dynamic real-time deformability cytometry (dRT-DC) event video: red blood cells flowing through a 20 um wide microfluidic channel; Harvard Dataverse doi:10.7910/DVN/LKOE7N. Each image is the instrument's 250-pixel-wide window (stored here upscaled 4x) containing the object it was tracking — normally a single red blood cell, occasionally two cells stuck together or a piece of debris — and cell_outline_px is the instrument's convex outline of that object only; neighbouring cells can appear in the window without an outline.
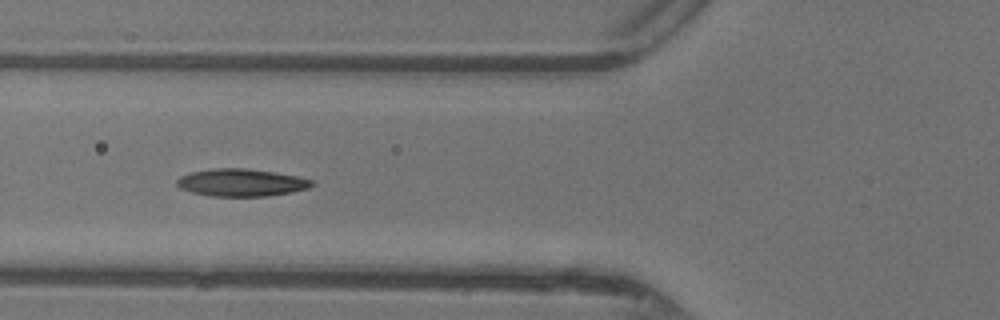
{"species": "common noctule bat (a hibernating species)", "species_latin": "Nyctalus noctula", "temperature_condition": "warm", "stored_images_in_passage": 34, "camera_frame_rate_fps": 3000, "um_per_image_px": 0.085, "animal": {"sex": "female"}, "frame": {"image": 1, "passage_image": 5, "time_ms": 1.333, "image_size_px": [1000, 320], "cell_outline_px": [[316, 184], [308, 188], [288, 192], [264, 196], [212, 196], [192, 192], [180, 188], [176, 184], [176, 180], [180, 176], [192, 172], [212, 168], [248, 168], [276, 172], [296, 176], [312, 180]], "centroid_in_image_um": [20.49, 15.5], "position_along_channel_um": 105.3, "area_um2": 21.5}}
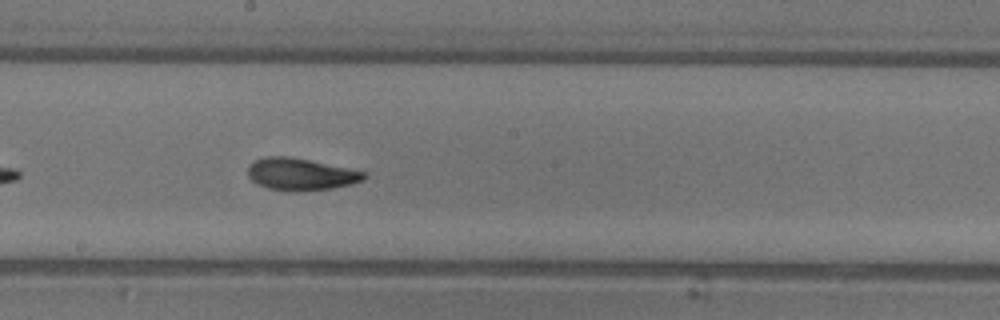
{"frame": {"image": 2, "passage_image": 13, "time_ms": 4.0, "image_size_px": [1000, 320], "cell_outline_px": [[368, 176], [364, 180], [352, 184], [332, 188], [296, 192], [288, 192], [268, 188], [256, 184], [248, 176], [248, 168], [256, 160], [264, 156], [288, 156], [308, 160], [364, 172]], "centroid_in_image_um": [25.54, 14.83], "position_along_channel_um": 222.7, "area_um2": 21.62}}
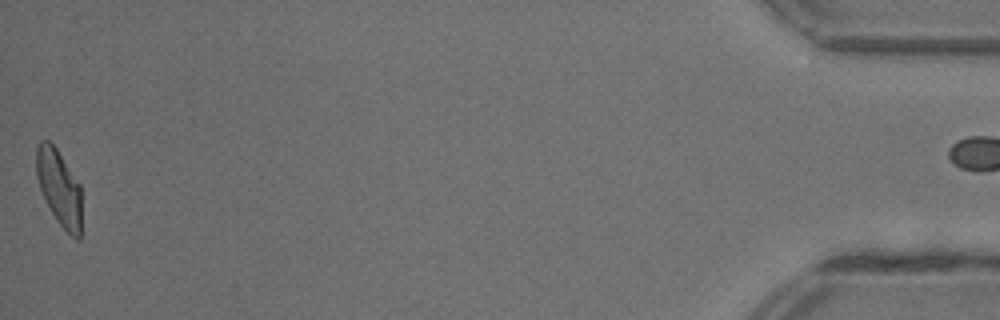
{"frame": {"image": 3, "passage_image": 34, "time_ms": 11.0, "image_size_px": [1000, 320], "cell_outline_px": [[80, 240], [76, 240], [56, 220], [40, 188], [36, 176], [36, 148], [40, 140], [48, 140], [56, 148], [80, 184]], "centroid_in_image_um": [5.01, 15.93], "position_along_channel_um": 430.2, "area_um2": 19.65}, "authors_computed_cell_mechanics": {"area_um2": 21.0392, "velocity_mm_per_s": 4.3882, "shape_relaxation_time_tau1_ms": 3.6352, "shape_relaxation_time_tau2_ms": 1.613, "deformation_change_tau1": 0.1677, "deformation_change_tau2": 0.0841}}